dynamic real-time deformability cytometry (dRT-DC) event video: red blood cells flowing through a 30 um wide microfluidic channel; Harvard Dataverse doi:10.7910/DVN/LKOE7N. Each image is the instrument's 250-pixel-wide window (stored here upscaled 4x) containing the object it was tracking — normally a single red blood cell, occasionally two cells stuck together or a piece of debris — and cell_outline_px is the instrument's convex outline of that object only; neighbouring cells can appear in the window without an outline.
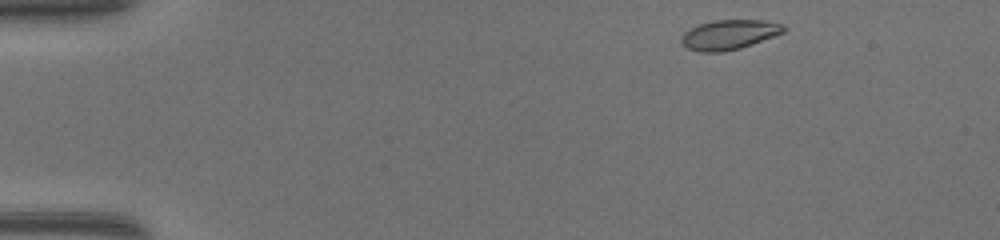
{"species": "common noctule bat (a hibernating species)", "species_latin": "Nyctalus noctula", "temperature_condition": "warm", "stored_images_in_passage": 42, "camera_frame_rate_fps": 3000, "um_per_image_px": 0.085, "animal": {"sex": "female", "body_mass_g": 17.0, "forearm_length_mm": 48.0}, "frame": {"image": 1, "passage_image": 1, "time_ms": 0.0, "image_size_px": [1000, 240], "cell_outline_px": [[788, 28], [784, 32], [752, 44], [740, 48], [720, 52], [700, 52], [688, 48], [680, 44], [680, 36], [684, 32], [700, 24], [716, 20], [764, 20], [784, 24]], "centroid_in_image_um": [61.98, 2.94], "position_along_channel_um": 23.0, "area_um2": 17.74}}
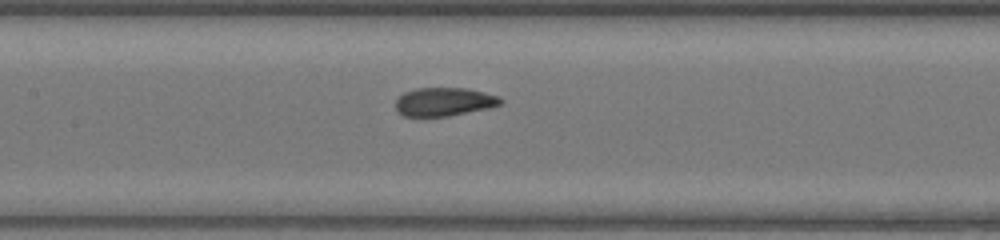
{"frame": {"image": 2, "passage_image": 18, "time_ms": 5.667, "image_size_px": [1000, 240], "cell_outline_px": [[504, 104], [488, 108], [448, 116], [404, 116], [396, 112], [396, 100], [404, 92], [416, 88], [468, 88], [500, 96], [504, 100]], "centroid_in_image_um": [37.78, 8.65], "position_along_channel_um": 169.6, "area_um2": 17.57}}
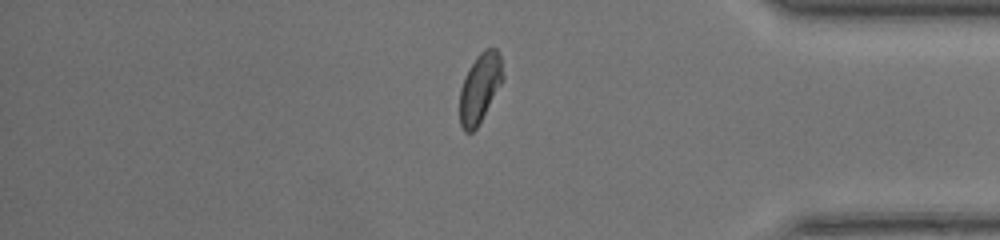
{"frame": {"image": 3, "passage_image": 35, "time_ms": 11.333, "image_size_px": [1000, 240], "cell_outline_px": [[504, 80], [476, 128], [472, 132], [464, 132], [460, 124], [460, 88], [464, 76], [468, 68], [476, 56], [484, 48], [496, 48], [500, 56], [504, 76]], "centroid_in_image_um": [40.79, 7.44], "position_along_channel_um": 394.4, "area_um2": 17.51}, "authors_computed_cell_mechanics": {"area_um2": 17.8602, "velocity_mm_per_s": 4.3693, "shape_relaxation_time_tau1_ms": 4.9992, "shape_relaxation_time_tau2_ms": 0.7437, "deformation_change_tau1": 0.1469, "deformation_change_tau2": 0.0429}}